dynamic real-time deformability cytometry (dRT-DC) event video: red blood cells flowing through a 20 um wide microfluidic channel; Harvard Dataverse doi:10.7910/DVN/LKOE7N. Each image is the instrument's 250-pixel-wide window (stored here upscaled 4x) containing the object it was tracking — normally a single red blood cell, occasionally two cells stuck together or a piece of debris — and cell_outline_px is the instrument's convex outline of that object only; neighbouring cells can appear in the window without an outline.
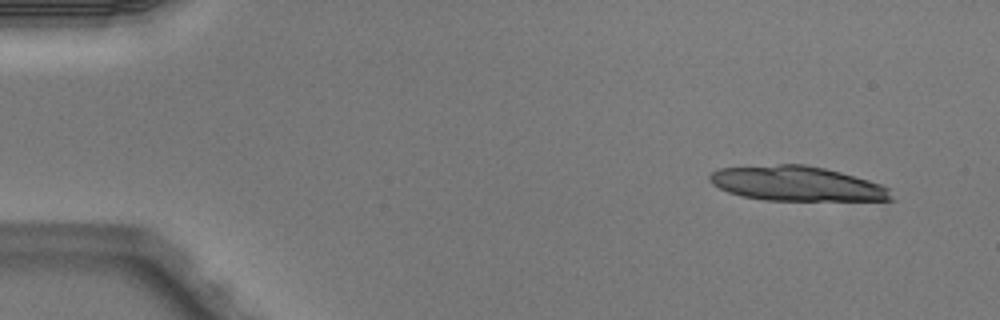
{"species": "Egyptian fruit bat (a non-hibernating species)", "species_latin": "Rousettus aegyptiacus", "temperature_condition": "warm", "stored_images_in_passage": 4, "camera_frame_rate_fps": 3000, "um_per_image_px": 0.085, "animal": {"sex": "male"}, "frame": {"image": 1, "passage_image": 1, "time_ms": 0.0, "image_size_px": [1000, 320], "cell_outline_px": [[896, 200], [764, 200], [744, 196], [728, 192], [712, 184], [708, 180], [708, 176], [712, 172], [720, 168], [776, 164], [804, 164], [824, 168], [840, 172], [868, 180], [880, 184], [888, 188]], "centroid_in_image_um": [67.71, 15.6], "position_along_channel_um": 17.3, "area_um2": 36.59}}